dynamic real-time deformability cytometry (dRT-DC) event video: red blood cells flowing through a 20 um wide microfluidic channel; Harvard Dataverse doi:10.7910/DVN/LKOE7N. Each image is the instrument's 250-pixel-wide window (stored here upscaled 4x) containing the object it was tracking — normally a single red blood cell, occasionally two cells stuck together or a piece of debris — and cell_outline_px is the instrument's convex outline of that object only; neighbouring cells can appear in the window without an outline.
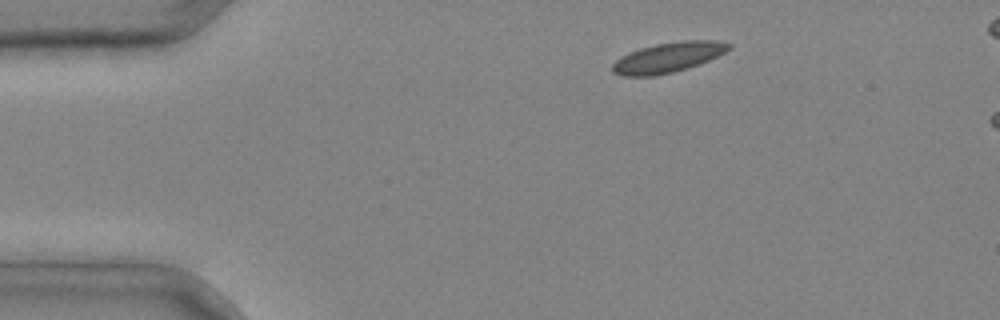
{"species": "common noctule bat (a hibernating species)", "species_latin": "Nyctalus noctula", "temperature_condition": "cold", "stored_images_in_passage": 3, "camera_frame_rate_fps": 3000, "um_per_image_px": 0.085, "animal": {"sex": "male", "body_mass_g": 20.4}, "frame": {"image": 1, "passage_image": 1, "time_ms": 0.0, "image_size_px": [1000, 320], "cell_outline_px": [[732, 48], [700, 64], [688, 68], [656, 76], [624, 76], [612, 72], [612, 64], [620, 56], [628, 52], [640, 48], [656, 44], [680, 40], [716, 40], [732, 44]], "centroid_in_image_um": [56.78, 4.87], "position_along_channel_um": 28.2, "area_um2": 20.52}}
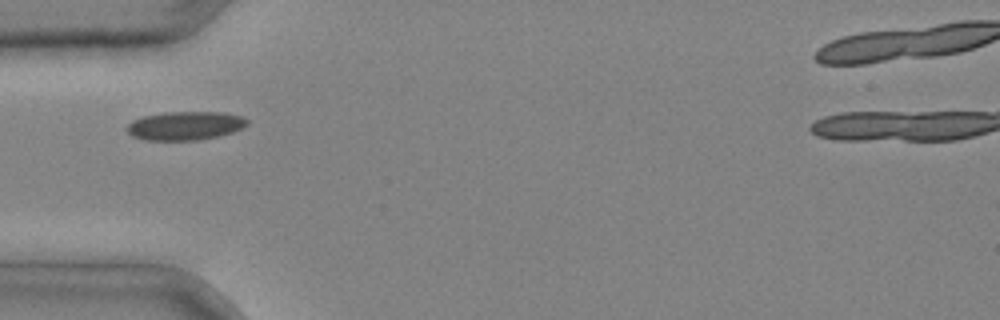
{"frame": {"image": 2, "passage_image": 3, "time_ms": 0.667, "image_size_px": [1000, 320], "cell_outline_px": [[248, 124], [232, 132], [216, 136], [196, 140], [144, 140], [132, 136], [124, 128], [132, 120], [144, 116], [164, 112], [224, 112], [240, 116], [248, 120]], "centroid_in_image_um": [15.68, 10.68], "position_along_channel_um": 69.3, "area_um2": 20.0}}